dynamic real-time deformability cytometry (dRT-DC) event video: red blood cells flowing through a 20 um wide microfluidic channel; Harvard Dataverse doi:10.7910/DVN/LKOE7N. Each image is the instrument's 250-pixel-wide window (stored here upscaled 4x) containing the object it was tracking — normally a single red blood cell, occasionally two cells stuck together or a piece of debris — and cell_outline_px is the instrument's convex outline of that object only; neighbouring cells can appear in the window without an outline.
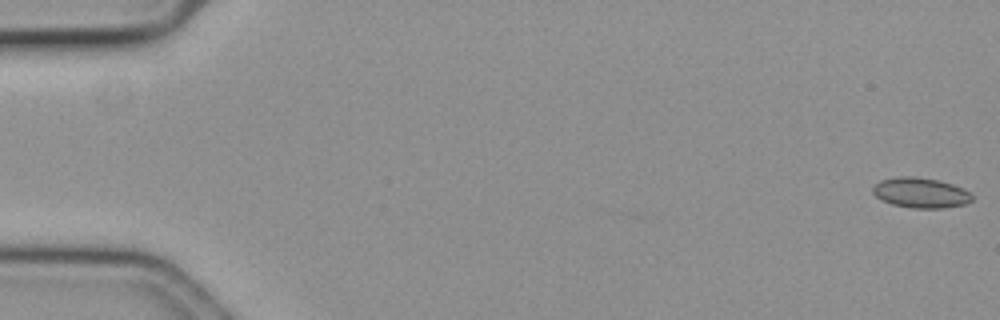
{"species": "common noctule bat (a hibernating species)", "species_latin": "Nyctalus noctula", "temperature_condition": "cold", "stored_images_in_passage": 59, "camera_frame_rate_fps": 3000, "um_per_image_px": 0.085, "animal": {"sex": "female", "body_mass_g": 19.3, "forearm_length_mm": 54.1}, "frame": {"image": 1, "passage_image": 1, "time_ms": 0.0, "image_size_px": [1000, 320], "cell_outline_px": [[972, 200], [964, 204], [944, 208], [912, 208], [892, 204], [876, 196], [872, 192], [872, 188], [880, 180], [900, 176], [912, 176], [940, 180], [952, 184], [968, 192], [972, 196]], "centroid_in_image_um": [78.24, 16.38], "position_along_channel_um": 6.8, "area_um2": 17.28}}
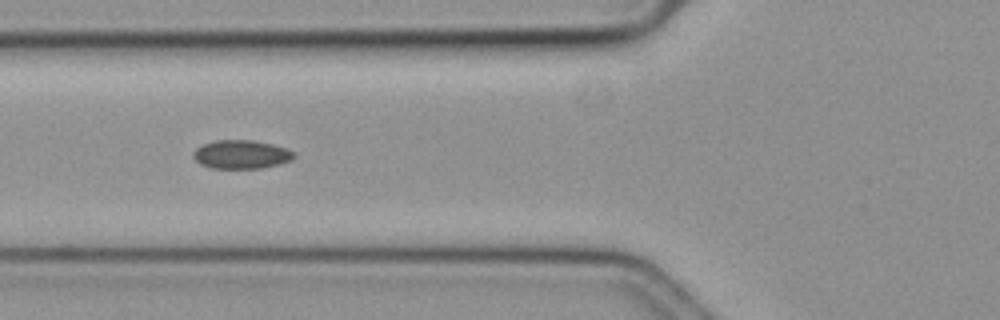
{"frame": {"image": 2, "passage_image": 23, "time_ms": 7.333, "image_size_px": [1000, 320], "cell_outline_px": [[296, 156], [292, 160], [280, 164], [260, 168], [212, 168], [200, 164], [192, 156], [192, 152], [196, 148], [204, 144], [216, 140], [252, 140], [272, 144], [288, 148], [296, 152]], "centroid_in_image_um": [20.54, 13.12], "position_along_channel_um": 105.3, "area_um2": 16.94}}
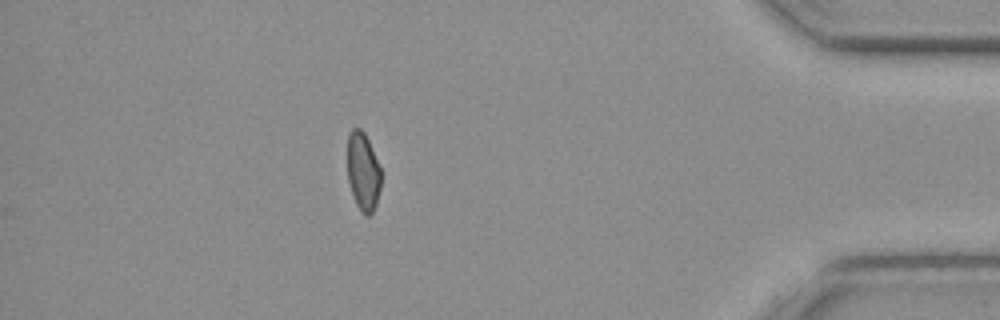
{"frame": {"image": 3, "passage_image": 52, "time_ms": 17.0, "image_size_px": [1000, 320], "cell_outline_px": [[380, 188], [376, 204], [372, 212], [368, 216], [364, 216], [356, 204], [348, 180], [348, 132], [352, 128], [360, 128], [364, 132], [368, 140], [380, 168]], "centroid_in_image_um": [30.85, 14.58], "position_along_channel_um": 404.4, "area_um2": 15.14}, "authors_computed_cell_mechanics": {"area_um2": 16.5886, "velocity_mm_per_s": 3.5853, "shape_relaxation_time_tau1_ms": 10.7001, "shape_relaxation_time_tau2_ms": 9.4443, "deformation_change_tau1": 0.0948, "deformation_change_tau2": 0.1048}}